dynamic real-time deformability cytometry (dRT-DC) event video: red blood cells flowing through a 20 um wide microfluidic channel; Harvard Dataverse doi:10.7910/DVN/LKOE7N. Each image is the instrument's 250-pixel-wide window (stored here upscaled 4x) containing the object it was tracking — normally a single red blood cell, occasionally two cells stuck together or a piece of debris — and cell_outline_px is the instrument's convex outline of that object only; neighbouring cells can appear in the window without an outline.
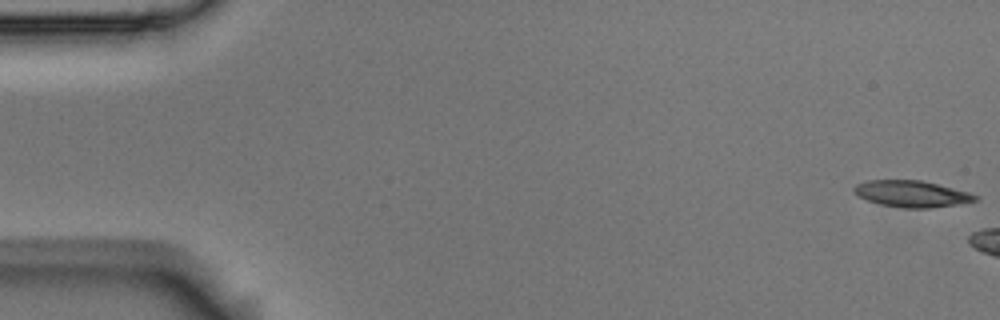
{"species": "Egyptian fruit bat (a non-hibernating species)", "species_latin": "Rousettus aegyptiacus", "temperature_condition": "room temperature", "stored_images_in_passage": 12, "camera_frame_rate_fps": 3000, "um_per_image_px": 0.085, "animal": {"sex": "male"}, "frame": {"image": 1, "passage_image": 1, "time_ms": 0.0, "image_size_px": [1000, 320], "cell_outline_px": [[980, 200], [932, 208], [904, 208], [880, 204], [868, 200], [852, 192], [852, 188], [856, 184], [868, 180], [920, 180], [968, 192], [980, 196]], "centroid_in_image_um": [77.49, 16.48], "position_along_channel_um": 7.5, "area_um2": 18.61}}